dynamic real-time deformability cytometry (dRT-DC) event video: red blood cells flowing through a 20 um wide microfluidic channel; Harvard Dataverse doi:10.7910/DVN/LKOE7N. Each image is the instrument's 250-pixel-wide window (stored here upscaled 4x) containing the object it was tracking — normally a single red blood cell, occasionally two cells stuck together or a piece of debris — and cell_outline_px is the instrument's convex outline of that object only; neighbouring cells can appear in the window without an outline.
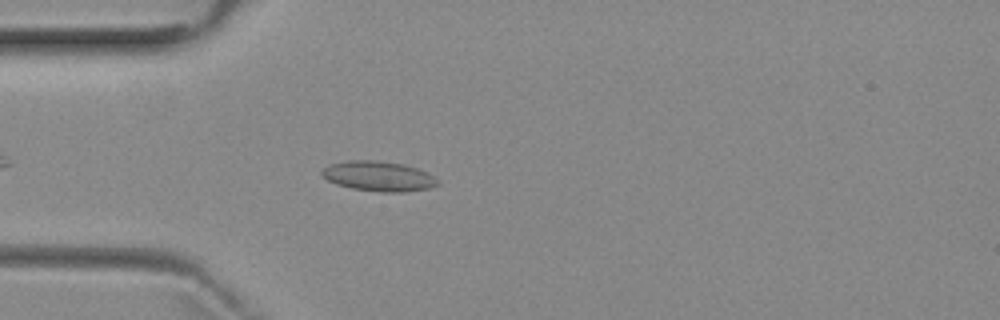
{"species": "common noctule bat (a hibernating species)", "species_latin": "Nyctalus noctula", "temperature_condition": "room temperature", "stored_images_in_passage": 4, "camera_frame_rate_fps": 3000, "um_per_image_px": 0.085, "animal": {"sex": "female", "body_mass_g": 29.2, "forearm_length_mm": 56.3}, "frame": {"image": 1, "passage_image": 4, "time_ms": 3.667, "image_size_px": [1000, 320], "cell_outline_px": [[440, 184], [428, 188], [404, 192], [380, 192], [352, 188], [336, 184], [328, 180], [320, 172], [328, 164], [348, 160], [372, 160], [404, 164], [428, 172], [440, 180]], "centroid_in_image_um": [32.2, 14.97], "position_along_channel_um": 52.8, "area_um2": 20.29}}